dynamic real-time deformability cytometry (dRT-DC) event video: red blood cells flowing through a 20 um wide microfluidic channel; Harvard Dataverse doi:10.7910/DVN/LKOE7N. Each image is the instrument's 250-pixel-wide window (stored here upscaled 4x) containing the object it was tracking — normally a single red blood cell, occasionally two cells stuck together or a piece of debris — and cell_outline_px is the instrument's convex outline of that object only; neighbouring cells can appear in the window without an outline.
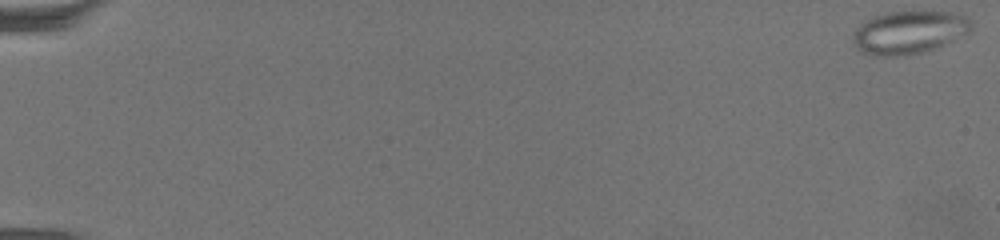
{"species": "common noctule bat (a hibernating species)", "species_latin": "Nyctalus noctula", "temperature_condition": "warm", "stored_images_in_passage": 14, "camera_frame_rate_fps": 3000, "um_per_image_px": 0.085, "animal": {"sex": "female", "body_mass_g": 19.5, "forearm_length_mm": 54.1}, "frame": {"image": 1, "passage_image": 1, "time_ms": 0.0, "image_size_px": [1000, 240], "cell_outline_px": [[972, 28], [968, 32], [944, 44], [920, 52], [896, 56], [884, 56], [860, 52], [856, 48], [852, 40], [852, 32], [864, 20], [872, 16], [888, 12], [952, 12], [968, 16], [972, 24]], "centroid_in_image_um": [77.21, 2.73], "position_along_channel_um": 7.8, "area_um2": 29.42}}